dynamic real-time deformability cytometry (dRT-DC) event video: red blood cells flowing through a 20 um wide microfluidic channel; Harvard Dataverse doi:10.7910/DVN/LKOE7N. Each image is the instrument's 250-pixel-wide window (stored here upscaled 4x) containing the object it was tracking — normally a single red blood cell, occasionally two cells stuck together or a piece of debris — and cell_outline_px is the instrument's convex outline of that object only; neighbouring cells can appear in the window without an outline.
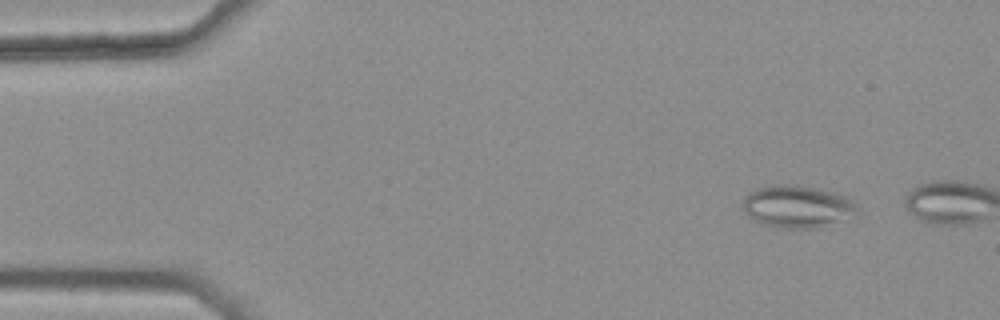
{"species": "common noctule bat (a hibernating species)", "species_latin": "Nyctalus noctula", "temperature_condition": "warm", "stored_images_in_passage": 7, "camera_frame_rate_fps": 3000, "um_per_image_px": 0.085, "animal": {"sex": "female", "body_mass_g": 25.1}, "frame": {"image": 1, "passage_image": 5, "time_ms": 1.333, "image_size_px": [1000, 320], "cell_outline_px": [[860, 212], [852, 220], [820, 228], [780, 228], [764, 224], [748, 216], [740, 208], [740, 204], [748, 192], [756, 188], [776, 184], [796, 184], [836, 192], [852, 200]], "centroid_in_image_um": [67.82, 17.57], "position_along_channel_um": 17.2, "area_um2": 29.19}}